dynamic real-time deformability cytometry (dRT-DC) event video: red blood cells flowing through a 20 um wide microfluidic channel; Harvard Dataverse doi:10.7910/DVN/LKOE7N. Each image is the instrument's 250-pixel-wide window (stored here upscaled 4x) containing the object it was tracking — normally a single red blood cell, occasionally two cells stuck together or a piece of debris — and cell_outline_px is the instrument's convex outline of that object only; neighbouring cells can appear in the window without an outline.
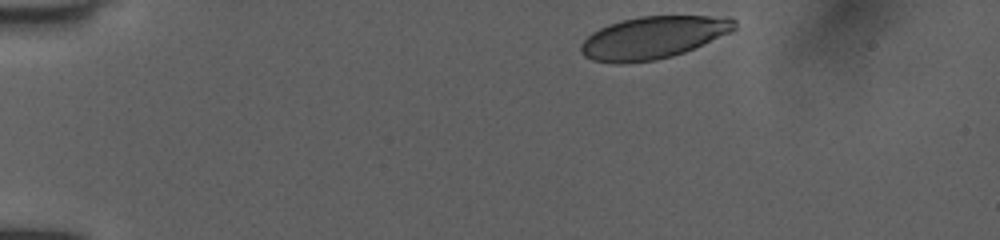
{"species": "human", "species_latin": "Homo sapiens", "temperature_condition": "room temperature", "stored_images_in_passage": 37, "camera_frame_rate_fps": 3000, "um_per_image_px": 0.085, "donor": {"sex": "female"}, "frame": {"image": 1, "passage_image": 1, "time_ms": 0.0, "image_size_px": [1000, 240], "cell_outline_px": [[736, 28], [732, 32], [684, 52], [672, 56], [656, 60], [620, 64], [616, 64], [592, 60], [584, 56], [580, 52], [580, 44], [592, 32], [608, 24], [640, 16], [728, 16], [736, 20]], "centroid_in_image_um": [55.52, 3.19], "position_along_channel_um": 29.5, "area_um2": 38.09}}
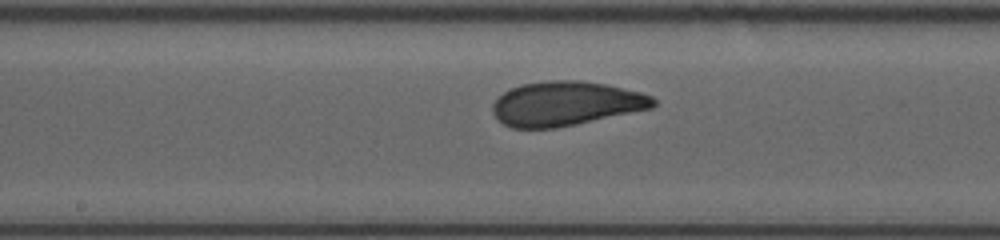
{"frame": {"image": 2, "passage_image": 20, "time_ms": 6.333, "image_size_px": [1000, 240], "cell_outline_px": [[656, 104], [652, 108], [576, 124], [556, 128], [512, 128], [504, 124], [492, 112], [492, 104], [504, 92], [520, 84], [552, 80], [580, 80], [604, 84], [640, 92], [652, 96], [656, 100]], "centroid_in_image_um": [48.09, 8.8], "position_along_channel_um": 200.1, "area_um2": 41.27}}
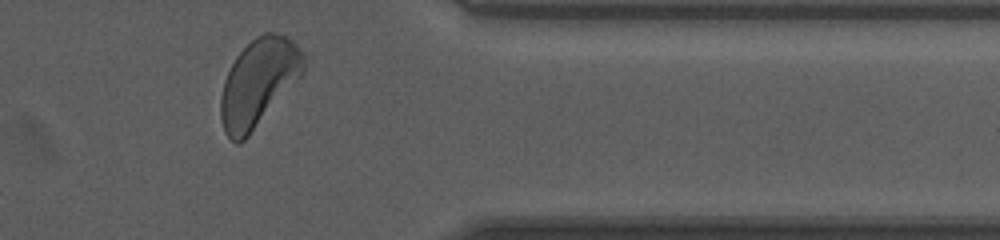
{"frame": {"image": 3, "passage_image": 35, "time_ms": 11.333, "image_size_px": [1000, 240], "cell_outline_px": [[304, 72], [248, 136], [244, 140], [236, 144], [224, 132], [220, 116], [220, 100], [224, 80], [236, 56], [256, 36], [264, 32], [276, 32], [292, 40], [304, 52]], "centroid_in_image_um": [21.96, 7.0], "position_along_channel_um": 389.4, "area_um2": 41.79}, "authors_computed_cell_mechanics": {"area_um2": 40.749, "velocity_mm_per_s": 4.0034, "shape_relaxation_time_tau1_ms": 2.5112, "shape_relaxation_time_tau2_ms": 0.7853, "deformation_change_tau1": 0.112, "deformation_change_tau2": 0.0553}}